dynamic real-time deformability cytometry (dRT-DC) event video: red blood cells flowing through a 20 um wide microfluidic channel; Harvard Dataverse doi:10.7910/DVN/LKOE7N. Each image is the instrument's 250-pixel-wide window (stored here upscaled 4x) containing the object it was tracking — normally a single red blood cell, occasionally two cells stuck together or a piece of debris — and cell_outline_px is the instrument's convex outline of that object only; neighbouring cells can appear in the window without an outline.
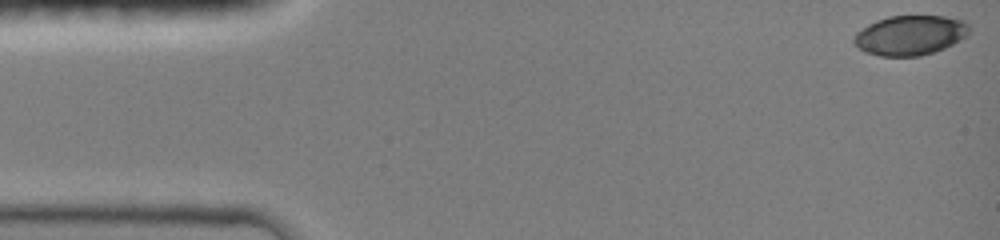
{"species": "common noctule bat (a hibernating species)", "species_latin": "Nyctalus noctula", "temperature_condition": "room temperature", "stored_images_in_passage": 27, "camera_frame_rate_fps": 3000, "um_per_image_px": 0.085, "animal": {"sex": "female", "body_mass_g": 19.0, "forearm_length_mm": 51.5}, "frame": {"image": 1, "passage_image": 1, "time_ms": 0.0, "image_size_px": [1000, 240], "cell_outline_px": [[968, 36], [944, 48], [920, 56], [880, 56], [864, 52], [852, 40], [856, 32], [868, 24], [876, 20], [888, 16], [944, 16], [964, 20], [968, 24]], "centroid_in_image_um": [77.35, 2.99], "position_along_channel_um": 7.7, "area_um2": 26.7}}
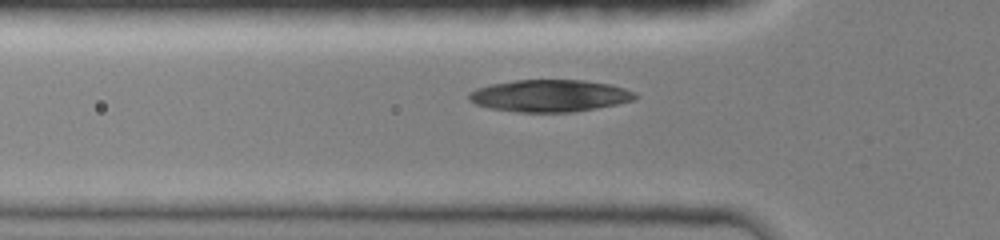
{"frame": {"image": 2, "passage_image": 12, "time_ms": 4.667, "image_size_px": [1000, 240], "cell_outline_px": [[640, 96], [636, 100], [596, 108], [572, 112], [516, 112], [488, 108], [476, 104], [468, 100], [468, 92], [476, 88], [488, 84], [516, 80], [584, 80], [612, 84], [636, 92]], "centroid_in_image_um": [46.73, 8.13], "position_along_channel_um": 79.1, "area_um2": 31.5}}
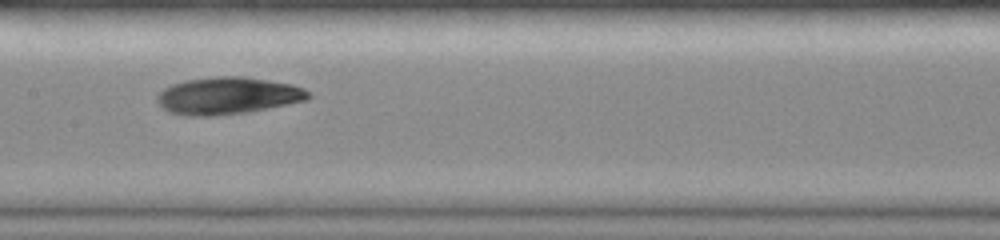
{"frame": {"image": 3, "passage_image": 26, "time_ms": 7.333, "image_size_px": [1000, 240], "cell_outline_px": [[312, 96], [308, 100], [248, 112], [212, 116], [184, 116], [172, 112], [164, 108], [156, 100], [156, 96], [164, 88], [172, 84], [184, 80], [216, 76], [244, 76], [292, 84], [304, 88]], "centroid_in_image_um": [19.37, 8.13], "position_along_channel_um": 188.0, "area_um2": 32.83}}